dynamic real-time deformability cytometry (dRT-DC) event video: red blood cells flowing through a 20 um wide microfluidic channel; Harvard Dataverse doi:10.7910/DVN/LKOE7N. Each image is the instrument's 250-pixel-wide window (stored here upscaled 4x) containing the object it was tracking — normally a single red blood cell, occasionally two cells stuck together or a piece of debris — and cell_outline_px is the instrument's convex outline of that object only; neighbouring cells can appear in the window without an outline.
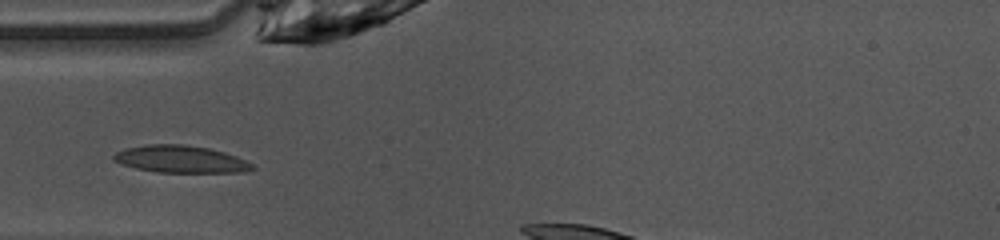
{"species": "common noctule bat (a hibernating species)", "species_latin": "Nyctalus noctula", "temperature_condition": "warm", "stored_images_in_passage": 4, "camera_frame_rate_fps": 3000, "um_per_image_px": 0.085, "animal": {"sex": "female", "body_mass_g": 10.0, "forearm_length_mm": 53.1}, "frame": {"image": 1, "passage_image": 1, "time_ms": 0.0, "image_size_px": [1000, 240], "cell_outline_px": [[256, 168], [244, 172], [156, 172], [136, 168], [112, 160], [112, 156], [116, 152], [124, 148], [144, 144], [184, 144], [208, 148], [224, 152], [236, 156], [252, 164]], "centroid_in_image_um": [15.33, 13.52], "position_along_channel_um": 69.7, "area_um2": 21.96}}